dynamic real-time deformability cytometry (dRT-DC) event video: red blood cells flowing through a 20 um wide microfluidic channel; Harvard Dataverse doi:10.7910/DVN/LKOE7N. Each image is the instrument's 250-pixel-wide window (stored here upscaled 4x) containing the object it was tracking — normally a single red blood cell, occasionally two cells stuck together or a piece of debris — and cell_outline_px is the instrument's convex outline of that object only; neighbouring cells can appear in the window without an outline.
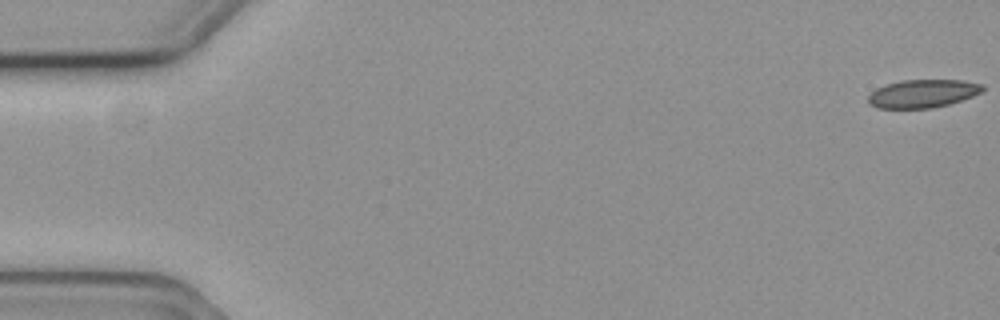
{"species": "common noctule bat (a hibernating species)", "species_latin": "Nyctalus noctula", "temperature_condition": "cold", "stored_images_in_passage": 10, "camera_frame_rate_fps": 3000, "um_per_image_px": 0.085, "animal": {"sex": "female", "body_mass_g": 19.3, "forearm_length_mm": 54.1}, "frame": {"image": 1, "passage_image": 1, "time_ms": 0.0, "image_size_px": [1000, 320], "cell_outline_px": [[984, 88], [980, 92], [972, 96], [948, 104], [932, 108], [876, 108], [868, 104], [868, 96], [876, 88], [884, 84], [900, 80], [964, 80], [984, 84]], "centroid_in_image_um": [78.4, 7.94], "position_along_channel_um": 6.6, "area_um2": 18.84}}
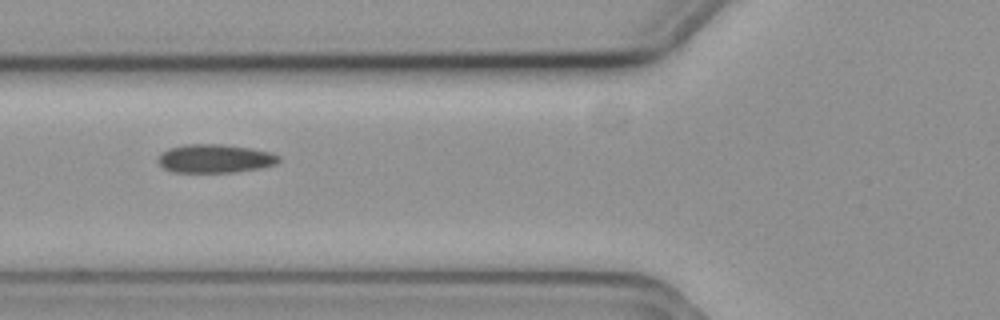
{"frame": {"image": 2, "passage_image": 6, "time_ms": 1.667, "image_size_px": [1000, 320], "cell_outline_px": [[280, 160], [276, 164], [264, 168], [232, 172], [172, 172], [164, 168], [156, 160], [160, 152], [168, 148], [184, 144], [220, 144], [252, 148], [272, 152], [280, 156]], "centroid_in_image_um": [18.27, 13.47], "position_along_channel_um": 107.5, "area_um2": 20.4}}
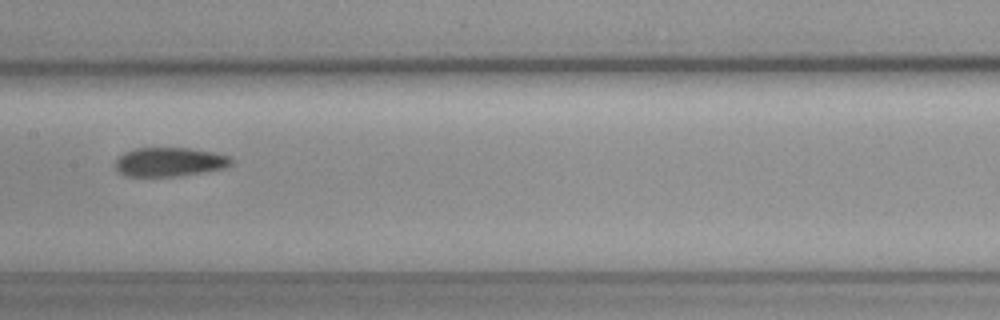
{"frame": {"image": 3, "passage_image": 8, "time_ms": 2.333, "image_size_px": [1000, 320], "cell_outline_px": [[232, 164], [228, 168], [204, 172], [176, 176], [128, 176], [116, 172], [116, 160], [124, 152], [136, 148], [192, 148], [212, 152], [228, 156], [232, 160]], "centroid_in_image_um": [14.42, 13.77], "position_along_channel_um": 193.0, "area_um2": 19.65}}